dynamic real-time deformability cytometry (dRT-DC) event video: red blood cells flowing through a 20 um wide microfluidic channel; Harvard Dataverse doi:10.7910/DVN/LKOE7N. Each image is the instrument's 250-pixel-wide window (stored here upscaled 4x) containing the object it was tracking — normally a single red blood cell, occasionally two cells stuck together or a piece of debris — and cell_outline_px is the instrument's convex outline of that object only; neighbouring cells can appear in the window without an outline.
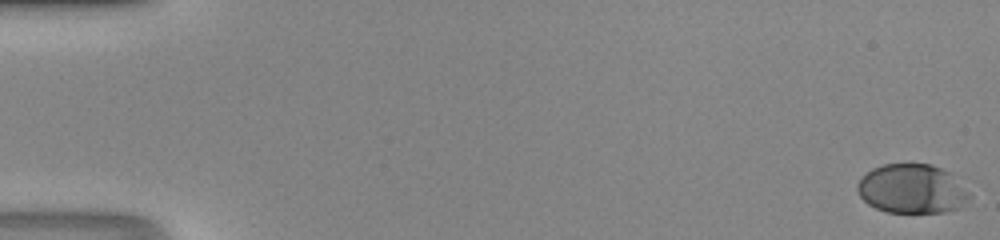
{"species": "human", "species_latin": "Homo sapiens", "temperature_condition": "room temperature", "stored_images_in_passage": 48, "camera_frame_rate_fps": 3000, "um_per_image_px": 0.085, "donor": {"sex": "male"}, "frame": {"image": 1, "passage_image": 1, "time_ms": 0.0, "image_size_px": [1000, 240], "cell_outline_px": [[972, 196], [960, 208], [944, 212], [888, 212], [876, 208], [868, 204], [860, 196], [856, 188], [856, 184], [872, 168], [884, 164], [932, 164], [952, 172]], "centroid_in_image_um": [77.55, 16.04], "position_along_channel_um": 7.4, "area_um2": 32.31}}
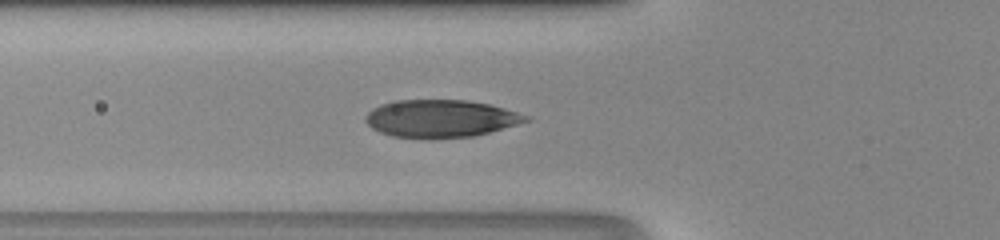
{"frame": {"image": 2, "passage_image": 19, "time_ms": 6.0, "image_size_px": [1000, 240], "cell_outline_px": [[532, 120], [488, 132], [472, 136], [392, 136], [380, 132], [372, 128], [364, 120], [364, 116], [372, 108], [380, 104], [392, 100], [468, 100], [488, 104], [504, 108], [532, 116]], "centroid_in_image_um": [37.46, 10.03], "position_along_channel_um": 88.3, "area_um2": 34.45}}
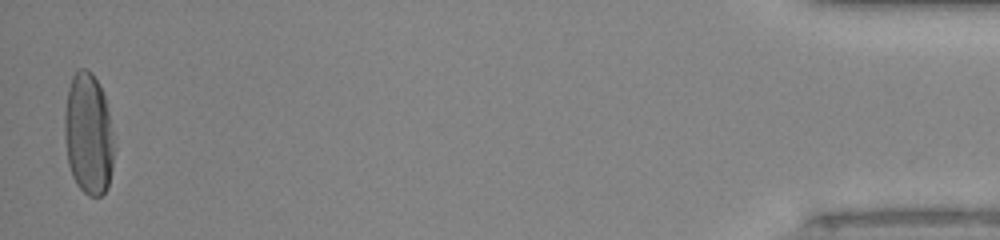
{"frame": {"image": 3, "passage_image": 48, "time_ms": 15.667, "image_size_px": [1000, 240], "cell_outline_px": [[112, 168], [108, 188], [100, 196], [88, 196], [76, 184], [72, 176], [68, 164], [64, 136], [64, 112], [68, 88], [72, 76], [76, 68], [84, 68], [92, 72], [104, 96], [108, 112], [112, 136]], "centroid_in_image_um": [7.47, 11.39], "position_along_channel_um": 427.7, "area_um2": 34.97}}